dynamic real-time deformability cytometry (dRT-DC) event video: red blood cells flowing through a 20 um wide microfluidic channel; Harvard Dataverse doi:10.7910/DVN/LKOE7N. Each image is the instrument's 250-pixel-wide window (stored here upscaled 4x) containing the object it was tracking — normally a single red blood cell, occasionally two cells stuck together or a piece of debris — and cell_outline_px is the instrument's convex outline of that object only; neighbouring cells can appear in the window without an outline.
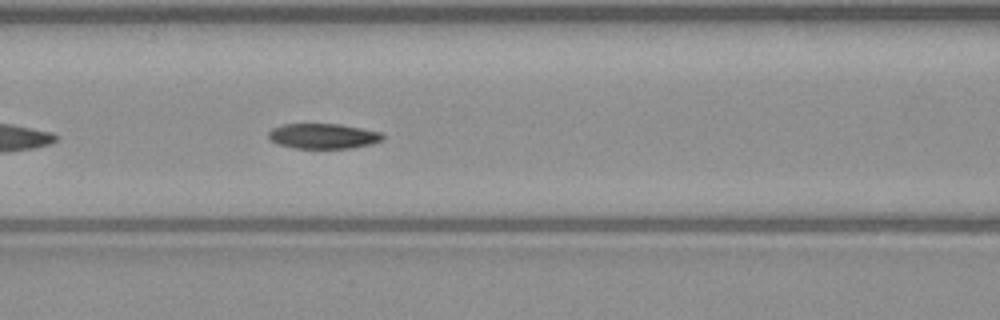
{"species": "common noctule bat (a hibernating species)", "species_latin": "Nyctalus noctula", "temperature_condition": "warm", "stored_images_in_passage": 37, "camera_frame_rate_fps": 3000, "um_per_image_px": 0.085, "animal": {"sex": "male", "body_mass_g": 23.1, "forearm_length_mm": 52.7}, "frame": {"image": 1, "passage_image": 8, "time_ms": 2.333, "image_size_px": [1000, 320], "cell_outline_px": [[384, 140], [372, 144], [352, 148], [296, 148], [280, 144], [268, 140], [268, 132], [272, 128], [280, 124], [340, 124], [380, 132], [384, 136]], "centroid_in_image_um": [27.46, 11.56], "position_along_channel_um": 139.1, "area_um2": 16.82}}
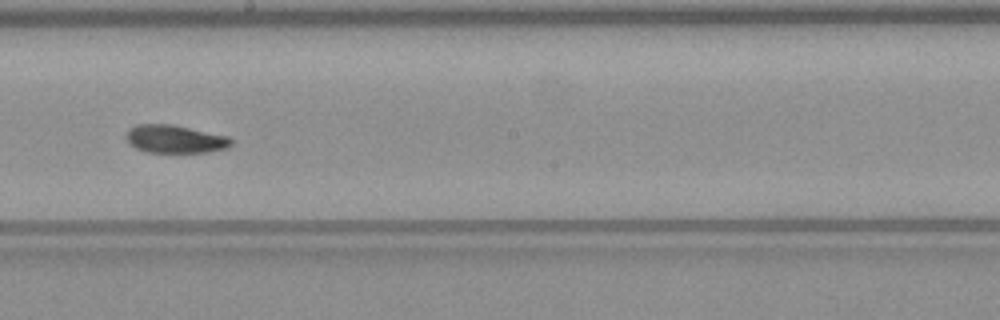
{"frame": {"image": 2, "passage_image": 15, "time_ms": 4.667, "image_size_px": [1000, 320], "cell_outline_px": [[232, 144], [228, 148], [208, 152], [144, 152], [128, 144], [124, 136], [128, 128], [136, 124], [172, 124], [228, 136], [232, 140]], "centroid_in_image_um": [14.83, 11.81], "position_along_channel_um": 233.4, "area_um2": 17.4}}
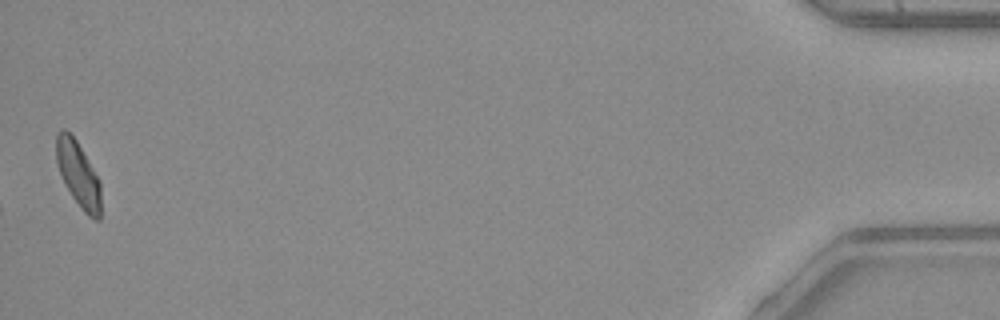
{"frame": {"image": 3, "passage_image": 37, "time_ms": 12.0, "image_size_px": [1000, 320], "cell_outline_px": [[100, 220], [96, 220], [88, 216], [84, 212], [72, 196], [60, 172], [56, 160], [56, 132], [60, 128], [64, 128], [76, 140], [100, 180]], "centroid_in_image_um": [6.65, 14.79], "position_along_channel_um": 428.5, "area_um2": 16.76}, "authors_computed_cell_mechanics": {"area_um2": 17.4556, "velocity_mm_per_s": 4.0449, "shape_relaxation_time_tau1_ms": 6.4641, "shape_relaxation_time_tau2_ms": 4.5488, "deformation_change_tau1": 0.1987, "deformation_change_tau2": 0.0893}}